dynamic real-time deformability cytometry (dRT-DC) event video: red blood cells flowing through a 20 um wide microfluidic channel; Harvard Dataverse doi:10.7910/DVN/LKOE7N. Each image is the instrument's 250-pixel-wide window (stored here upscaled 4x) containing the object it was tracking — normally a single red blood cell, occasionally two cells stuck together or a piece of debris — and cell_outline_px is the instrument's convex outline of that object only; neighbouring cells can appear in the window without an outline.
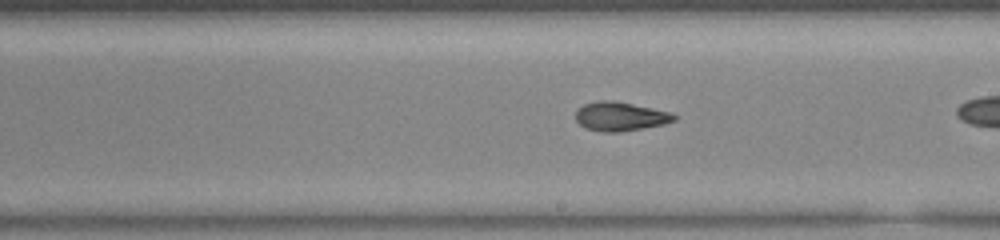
{"species": "common noctule bat (a hibernating species)", "species_latin": "Nyctalus noctula", "temperature_condition": "warm", "stored_images_in_passage": 39, "camera_frame_rate_fps": 3000, "um_per_image_px": 0.085, "animal": {"sex": "female", "body_mass_g": 23.0, "forearm_length_mm": 53.4}, "frame": {"image": 1, "passage_image": 28, "time_ms": 9.0, "image_size_px": [1000, 240], "cell_outline_px": [[676, 120], [664, 124], [620, 132], [604, 132], [588, 128], [580, 124], [576, 120], [576, 112], [584, 104], [596, 100], [616, 100], [652, 108], [668, 112], [676, 116]], "centroid_in_image_um": [52.72, 9.88], "position_along_channel_um": 236.3, "area_um2": 16.47}}